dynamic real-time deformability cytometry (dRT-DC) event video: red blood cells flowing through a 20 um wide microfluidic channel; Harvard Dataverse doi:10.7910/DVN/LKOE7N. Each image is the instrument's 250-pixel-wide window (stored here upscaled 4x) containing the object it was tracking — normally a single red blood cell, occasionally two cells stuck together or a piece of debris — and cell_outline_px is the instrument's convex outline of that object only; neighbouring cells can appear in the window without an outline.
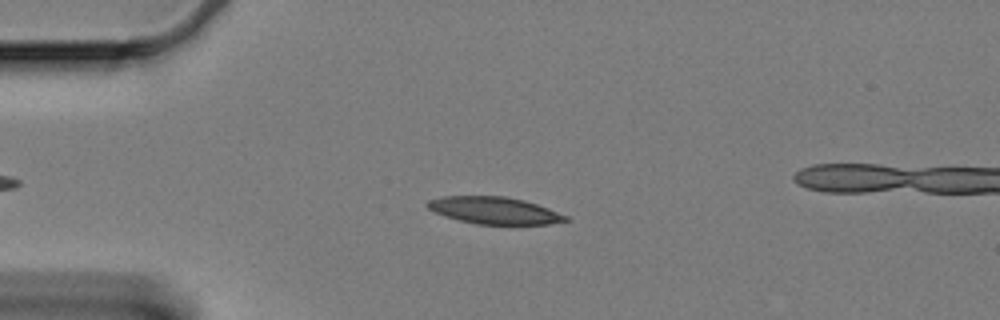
{"species": "Egyptian fruit bat (a non-hibernating species)", "species_latin": "Rousettus aegyptiacus", "temperature_condition": "cold", "stored_images_in_passage": 54, "camera_frame_rate_fps": 3000, "um_per_image_px": 0.085, "animal": {"sex": "female"}, "frame": {"image": 1, "passage_image": 14, "time_ms": 4.333, "image_size_px": [1000, 320], "cell_outline_px": [[568, 220], [548, 224], [476, 224], [460, 220], [436, 212], [428, 208], [424, 204], [428, 200], [444, 196], [504, 196], [524, 200], [548, 208], [568, 216]], "centroid_in_image_um": [42.01, 17.88], "position_along_channel_um": 43.0, "area_um2": 21.5}}
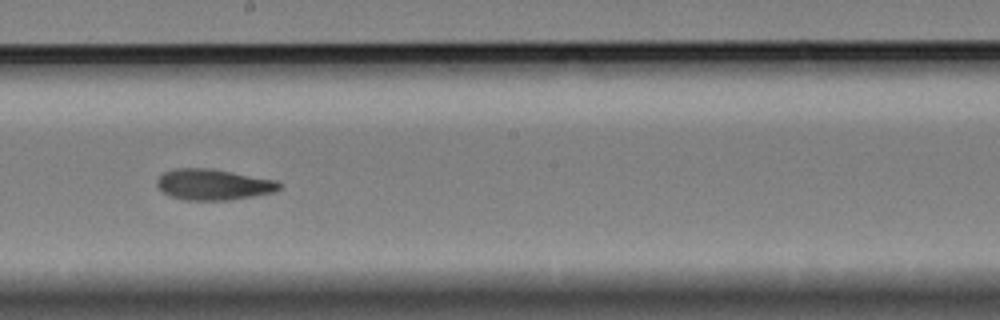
{"frame": {"image": 2, "passage_image": 33, "time_ms": 10.667, "image_size_px": [1000, 320], "cell_outline_px": [[280, 188], [276, 192], [228, 200], [184, 200], [168, 196], [156, 184], [156, 180], [164, 172], [172, 168], [208, 168], [276, 180], [280, 184]], "centroid_in_image_um": [18.1, 15.69], "position_along_channel_um": 230.1, "area_um2": 21.96}}
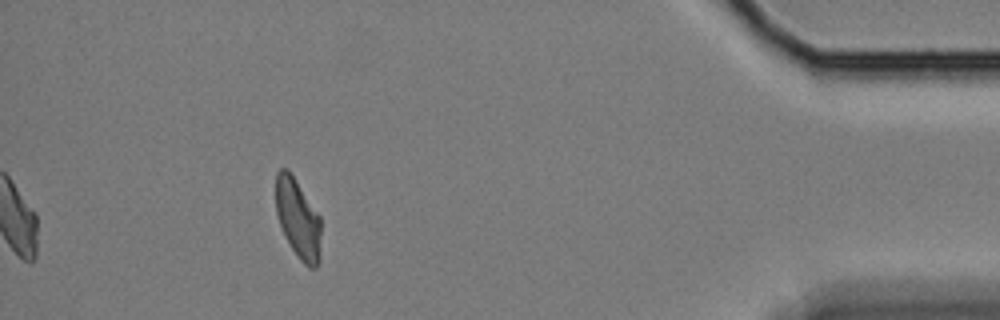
{"frame": {"image": 3, "passage_image": 54, "time_ms": 17.667, "image_size_px": [1000, 320], "cell_outline_px": [[320, 260], [316, 268], [308, 268], [300, 260], [292, 248], [280, 224], [276, 212], [276, 172], [280, 168], [288, 168], [320, 216]], "centroid_in_image_um": [25.34, 18.58], "position_along_channel_um": 409.9, "area_um2": 20.81}, "authors_computed_cell_mechanics": {"area_um2": 21.9929, "velocity_mm_per_s": 3.318, "shape_relaxation_time_tau1_ms": 7.6831, "shape_relaxation_time_tau2_ms": 3.9895, "deformation_change_tau1": 0.2084, "deformation_change_tau2": 0.1098}}